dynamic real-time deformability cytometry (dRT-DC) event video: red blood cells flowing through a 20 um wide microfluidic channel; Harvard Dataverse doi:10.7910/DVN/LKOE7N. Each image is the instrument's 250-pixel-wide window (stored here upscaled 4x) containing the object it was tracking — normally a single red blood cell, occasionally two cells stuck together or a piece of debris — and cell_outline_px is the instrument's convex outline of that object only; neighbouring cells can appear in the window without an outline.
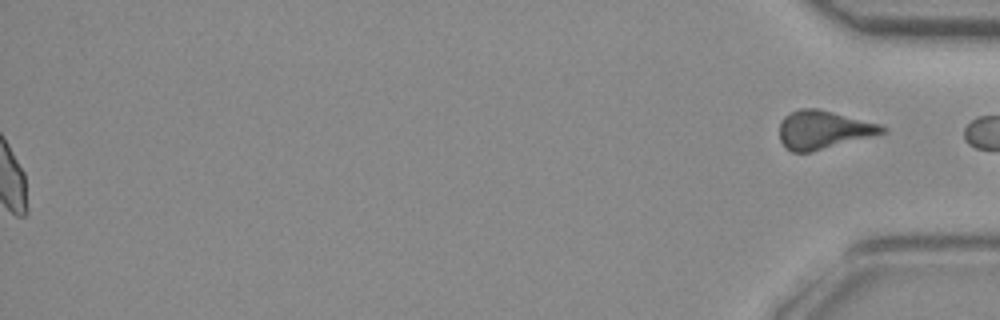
{"species": "common noctule bat (a hibernating species)", "species_latin": "Nyctalus noctula", "temperature_condition": "room temperature", "stored_images_in_passage": 34, "segment_of_instrument_passage": [2, 2], "camera_frame_rate_fps": 3000, "um_per_image_px": 0.085, "animal": {"sex": "female", "body_mass_g": 29.2, "forearm_length_mm": 56.3}, "frame": {"image": 1, "passage_image": 34, "time_ms": 11.0, "image_size_px": [1000, 320], "cell_outline_px": [[884, 132], [872, 136], [812, 152], [792, 152], [784, 148], [780, 140], [780, 124], [784, 116], [800, 108], [820, 108], [880, 124], [884, 128]], "centroid_in_image_um": [69.94, 11.03], "position_along_channel_um": 365.3, "area_um2": 22.89}}